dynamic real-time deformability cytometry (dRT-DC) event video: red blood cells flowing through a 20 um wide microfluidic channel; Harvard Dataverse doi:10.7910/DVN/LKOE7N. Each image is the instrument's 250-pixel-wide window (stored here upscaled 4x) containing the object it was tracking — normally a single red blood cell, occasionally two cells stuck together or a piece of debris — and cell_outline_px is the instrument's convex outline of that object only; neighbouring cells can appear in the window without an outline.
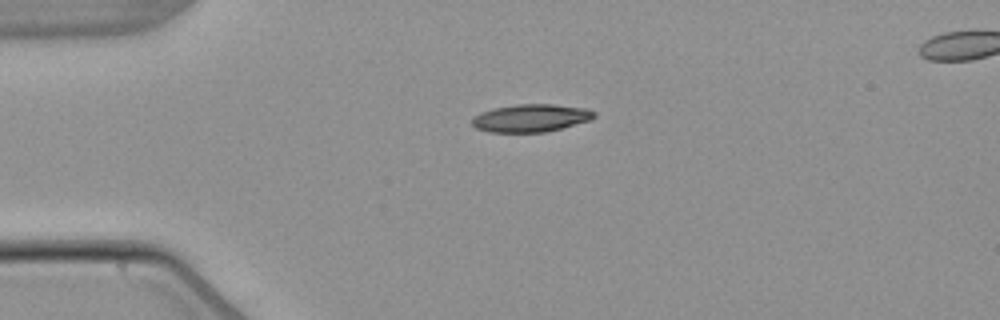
{"species": "common noctule bat (a hibernating species)", "species_latin": "Nyctalus noctula", "temperature_condition": "warm", "stored_images_in_passage": 3, "camera_frame_rate_fps": 3000, "um_per_image_px": 0.085, "animal": {"sex": "male", "body_mass_g": 21.5, "forearm_length_mm": 52.0}, "frame": {"image": 1, "passage_image": 1, "time_ms": 0.0, "image_size_px": [1000, 320], "cell_outline_px": [[596, 116], [592, 120], [544, 132], [488, 132], [476, 128], [472, 124], [472, 116], [480, 112], [492, 108], [516, 104], [552, 104], [588, 108], [596, 112]], "centroid_in_image_um": [45.12, 10.02], "position_along_channel_um": 39.9, "area_um2": 19.94}}
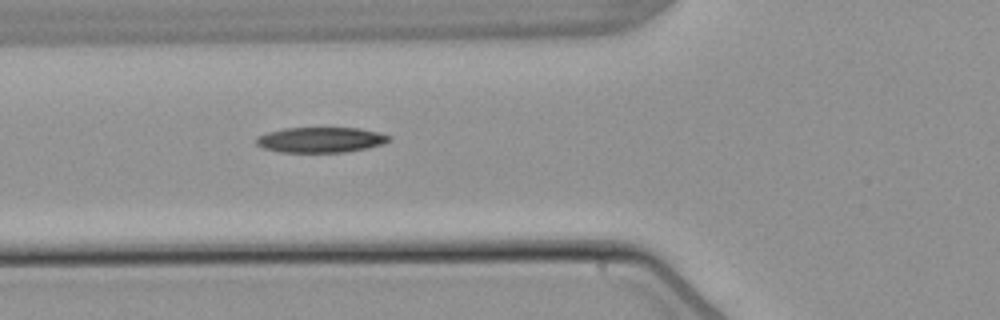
{"frame": {"image": 2, "passage_image": 3, "time_ms": 2.333, "image_size_px": [1000, 320], "cell_outline_px": [[392, 140], [384, 144], [368, 148], [344, 152], [280, 152], [264, 148], [256, 144], [256, 136], [268, 132], [284, 128], [360, 128], [392, 136]], "centroid_in_image_um": [27.28, 11.88], "position_along_channel_um": 98.5, "area_um2": 19.71}}